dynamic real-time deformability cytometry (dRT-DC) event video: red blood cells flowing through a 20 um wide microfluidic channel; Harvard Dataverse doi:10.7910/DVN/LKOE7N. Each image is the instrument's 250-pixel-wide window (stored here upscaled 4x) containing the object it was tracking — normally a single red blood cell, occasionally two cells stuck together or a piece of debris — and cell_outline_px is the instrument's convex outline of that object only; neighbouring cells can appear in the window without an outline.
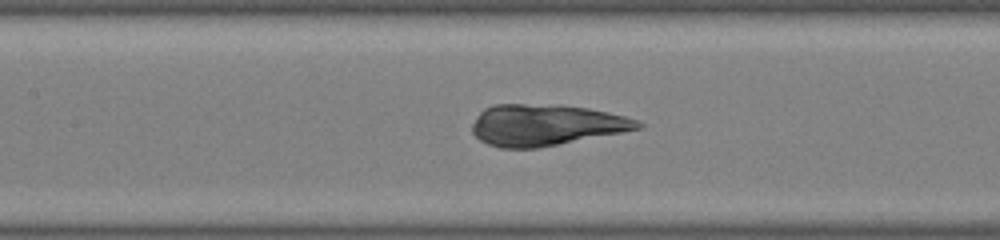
{"species": "common noctule bat (a hibernating species)", "species_latin": "Nyctalus noctula", "temperature_condition": "warm", "stored_images_in_passage": 49, "camera_frame_rate_fps": 3000, "um_per_image_px": 0.085, "animal": {"sex": "male", "body_mass_g": 19.0, "forearm_length_mm": 50.8}, "frame": {"image": 1, "passage_image": 23, "time_ms": 7.333, "image_size_px": [1000, 240], "cell_outline_px": [[644, 128], [624, 132], [536, 148], [500, 148], [488, 144], [480, 140], [472, 132], [472, 124], [476, 116], [484, 108], [492, 104], [560, 104], [588, 108], [608, 112], [624, 116], [636, 120], [644, 124]], "centroid_in_image_um": [46.39, 10.61], "position_along_channel_um": 161.0, "area_um2": 40.06}}
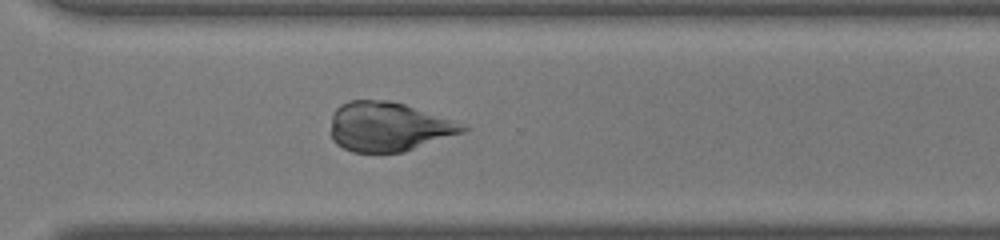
{"frame": {"image": 2, "passage_image": 36, "time_ms": 11.667, "image_size_px": [1000, 240], "cell_outline_px": [[468, 128], [464, 132], [404, 152], [352, 152], [336, 144], [332, 140], [332, 112], [340, 104], [348, 100], [388, 100], [404, 104], [468, 124]], "centroid_in_image_um": [33.04, 10.76], "position_along_channel_um": 337.6, "area_um2": 38.09}}
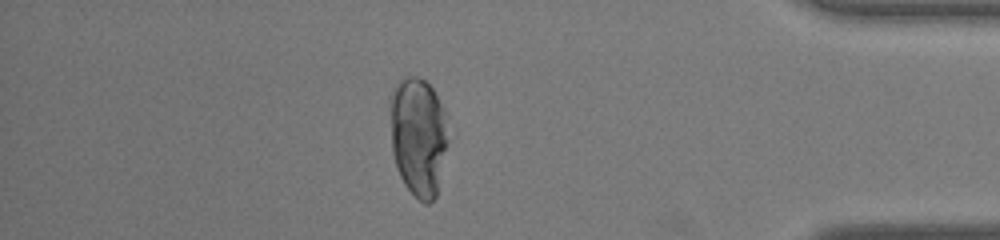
{"frame": {"image": 3, "passage_image": 43, "time_ms": 14.0, "image_size_px": [1000, 240], "cell_outline_px": [[448, 144], [436, 196], [428, 204], [424, 204], [404, 184], [396, 168], [392, 152], [388, 104], [388, 96], [396, 84], [404, 76], [416, 76], [424, 80], [432, 88], [444, 112], [448, 140]], "centroid_in_image_um": [35.51, 11.57], "position_along_channel_um": 399.7, "area_um2": 40.63}}